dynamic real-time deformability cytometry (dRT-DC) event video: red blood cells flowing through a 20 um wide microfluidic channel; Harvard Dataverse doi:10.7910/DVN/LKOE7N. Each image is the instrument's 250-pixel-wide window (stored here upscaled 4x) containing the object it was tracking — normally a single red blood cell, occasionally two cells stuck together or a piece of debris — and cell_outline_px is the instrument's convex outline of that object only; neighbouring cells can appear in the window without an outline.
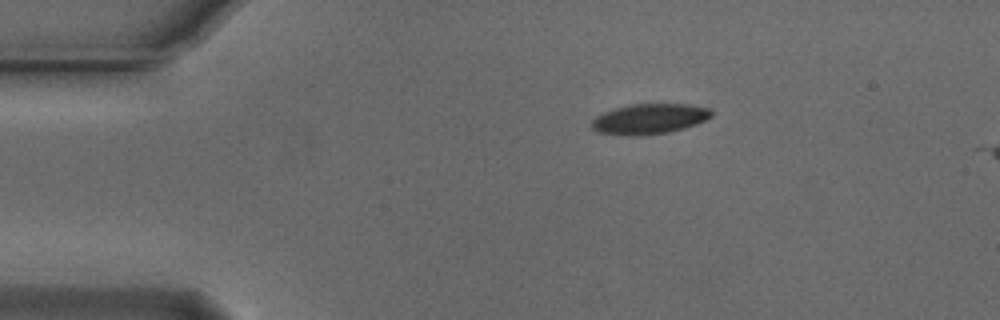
{"species": "Egyptian fruit bat (a non-hibernating species)", "species_latin": "Rousettus aegyptiacus", "temperature_condition": "cold", "stored_images_in_passage": 8, "camera_frame_rate_fps": 3000, "um_per_image_px": 0.085, "animal": {"sex": "male"}, "frame": {"image": 1, "passage_image": 1, "time_ms": 0.0, "image_size_px": [1000, 320], "cell_outline_px": [[712, 116], [696, 124], [684, 128], [668, 132], [640, 136], [628, 136], [596, 132], [592, 128], [592, 120], [596, 116], [604, 112], [628, 104], [688, 104], [708, 108], [712, 112]], "centroid_in_image_um": [55.17, 10.11], "position_along_channel_um": 29.8, "area_um2": 21.15}}